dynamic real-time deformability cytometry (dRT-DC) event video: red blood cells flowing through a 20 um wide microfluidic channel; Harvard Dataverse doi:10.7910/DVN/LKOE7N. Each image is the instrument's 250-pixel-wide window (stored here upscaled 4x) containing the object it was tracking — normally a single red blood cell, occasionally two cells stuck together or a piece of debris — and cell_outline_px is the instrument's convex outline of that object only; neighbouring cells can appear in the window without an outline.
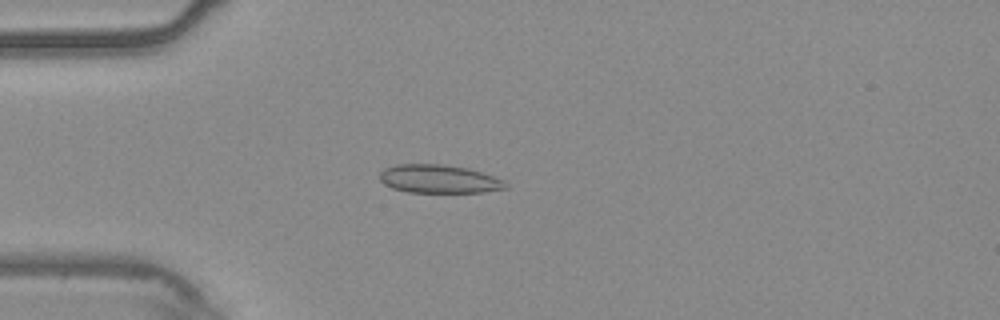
{"species": "common noctule bat (a hibernating species)", "species_latin": "Nyctalus noctula", "temperature_condition": "warm", "stored_images_in_passage": 54, "camera_frame_rate_fps": 3000, "um_per_image_px": 0.085, "animal": {"sex": "male", "body_mass_g": 20.4}, "frame": {"image": 1, "passage_image": 14, "time_ms": 4.333, "image_size_px": [1000, 320], "cell_outline_px": [[508, 188], [484, 192], [408, 192], [392, 188], [384, 184], [380, 180], [380, 172], [384, 168], [396, 164], [444, 164], [468, 168], [504, 180], [508, 184]], "centroid_in_image_um": [37.3, 15.21], "position_along_channel_um": 47.7, "area_um2": 20.87}}
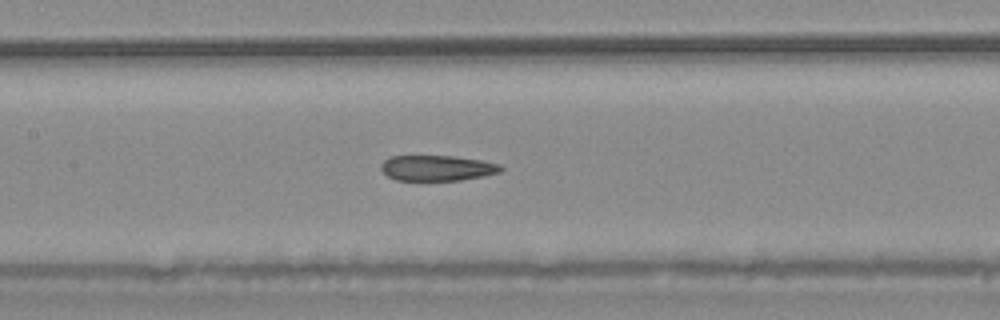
{"frame": {"image": 2, "passage_image": 25, "time_ms": 8.0, "image_size_px": [1000, 320], "cell_outline_px": [[504, 168], [500, 172], [460, 180], [396, 180], [388, 176], [380, 168], [380, 164], [384, 160], [392, 156], [452, 156], [480, 160], [500, 164]], "centroid_in_image_um": [37.13, 14.28], "position_along_channel_um": 170.3, "area_um2": 17.63}}
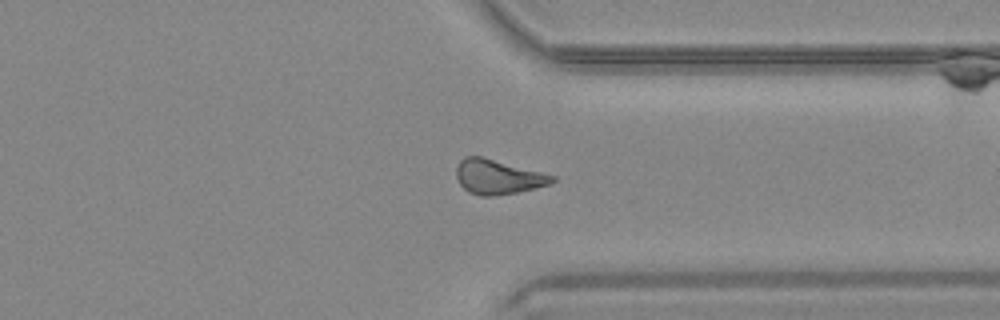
{"frame": {"image": 3, "passage_image": 41, "time_ms": 13.333, "image_size_px": [1000, 320], "cell_outline_px": [[556, 180], [548, 184], [516, 192], [492, 196], [480, 196], [468, 192], [460, 184], [456, 176], [456, 168], [460, 160], [464, 156], [480, 156], [556, 176]], "centroid_in_image_um": [42.27, 15.03], "position_along_channel_um": 369.1, "area_um2": 19.02}, "authors_computed_cell_mechanics": {"area_um2": 19.5075, "velocity_mm_per_s": 3.7297, "shape_relaxation_time_tau1_ms": 5.4656, "shape_relaxation_time_tau2_ms": 2.9012, "deformation_change_tau1": 0.11, "deformation_change_tau2": 0.104}}